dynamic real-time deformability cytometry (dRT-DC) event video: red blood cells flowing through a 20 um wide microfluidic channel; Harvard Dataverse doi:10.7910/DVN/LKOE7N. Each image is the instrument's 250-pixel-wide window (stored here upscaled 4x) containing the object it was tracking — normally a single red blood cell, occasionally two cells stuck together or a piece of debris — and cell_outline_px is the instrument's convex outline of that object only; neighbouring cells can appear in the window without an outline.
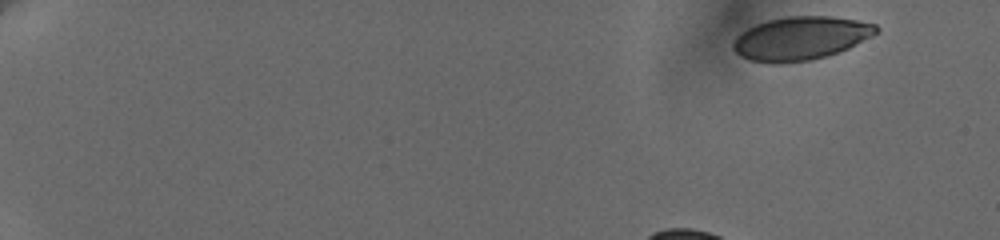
{"species": "human", "species_latin": "Homo sapiens", "temperature_condition": "cold", "stored_images_in_passage": 8, "camera_frame_rate_fps": 3000, "um_per_image_px": 0.085, "donor": {"sex": "female"}, "frame": {"image": 1, "passage_image": 1, "time_ms": 0.0, "image_size_px": [1000, 240], "cell_outline_px": [[880, 28], [872, 36], [848, 48], [824, 56], [808, 60], [776, 64], [772, 64], [752, 60], [740, 56], [732, 48], [732, 44], [736, 36], [740, 32], [756, 24], [768, 20], [788, 16], [832, 16], [856, 20], [876, 24]], "centroid_in_image_um": [68.03, 3.25], "position_along_channel_um": 17.0, "area_um2": 36.01}}
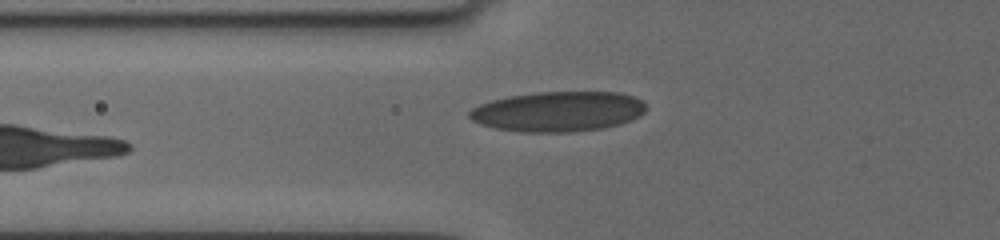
{"frame": {"image": 2, "passage_image": 8, "time_ms": 6.667, "image_size_px": [1000, 240], "cell_outline_px": [[644, 112], [640, 116], [620, 124], [600, 128], [572, 132], [520, 132], [496, 128], [480, 124], [472, 120], [468, 116], [468, 112], [472, 108], [480, 104], [492, 100], [508, 96], [536, 92], [620, 92], [644, 100]], "centroid_in_image_um": [47.43, 9.47], "position_along_channel_um": 78.4, "area_um2": 41.33}}